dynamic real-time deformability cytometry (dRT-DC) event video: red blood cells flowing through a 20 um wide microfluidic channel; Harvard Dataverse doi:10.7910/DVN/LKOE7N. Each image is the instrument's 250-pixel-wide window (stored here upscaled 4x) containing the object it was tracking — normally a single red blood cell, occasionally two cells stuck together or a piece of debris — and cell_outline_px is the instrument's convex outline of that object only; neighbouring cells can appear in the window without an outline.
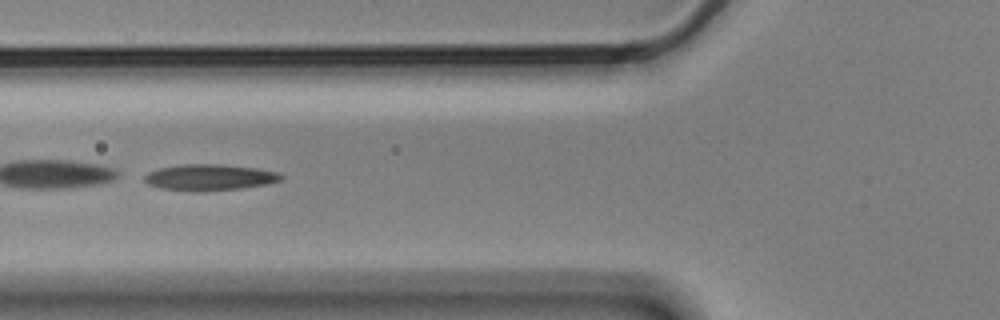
{"species": "Egyptian fruit bat (a non-hibernating species)", "species_latin": "Rousettus aegyptiacus", "temperature_condition": "cold", "stored_images_in_passage": 6, "camera_frame_rate_fps": 3000, "um_per_image_px": 0.085, "animal": {"sex": "male"}, "frame": {"image": 1, "passage_image": 4, "time_ms": 1.0, "image_size_px": [1000, 320], "cell_outline_px": [[284, 176], [280, 180], [268, 184], [240, 188], [196, 192], [192, 192], [160, 188], [148, 184], [144, 180], [144, 176], [148, 172], [160, 168], [184, 164], [220, 164], [256, 168], [280, 172]], "centroid_in_image_um": [17.82, 15.08], "position_along_channel_um": 108.0, "area_um2": 20.92}}